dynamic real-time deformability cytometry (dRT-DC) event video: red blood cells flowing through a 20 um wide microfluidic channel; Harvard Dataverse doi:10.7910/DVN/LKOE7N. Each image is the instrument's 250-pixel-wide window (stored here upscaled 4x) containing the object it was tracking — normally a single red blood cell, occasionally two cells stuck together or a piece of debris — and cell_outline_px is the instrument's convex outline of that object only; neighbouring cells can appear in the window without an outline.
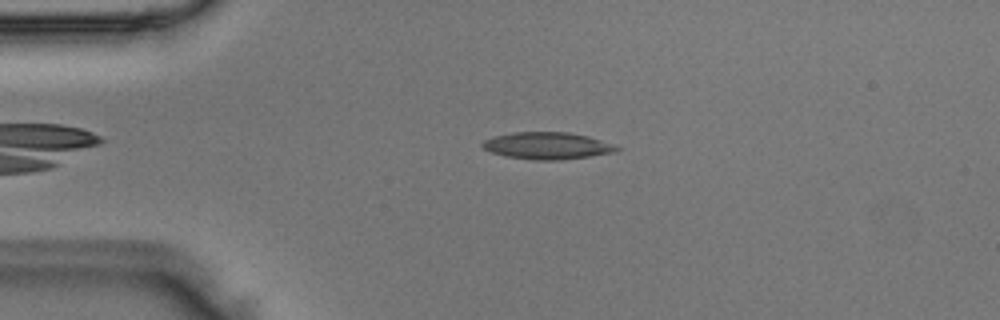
{"species": "Egyptian fruit bat (a non-hibernating species)", "species_latin": "Rousettus aegyptiacus", "temperature_condition": "room temperature", "stored_images_in_passage": 4, "camera_frame_rate_fps": 3000, "um_per_image_px": 0.085, "animal": {"sex": "male"}, "frame": {"image": 1, "passage_image": 4, "time_ms": 1.0, "image_size_px": [1000, 320], "cell_outline_px": [[620, 148], [616, 152], [592, 156], [560, 160], [536, 160], [504, 156], [492, 152], [484, 148], [480, 144], [484, 140], [492, 136], [512, 132], [568, 132], [588, 136], [612, 144]], "centroid_in_image_um": [46.5, 12.38], "position_along_channel_um": 38.5, "area_um2": 21.15}}